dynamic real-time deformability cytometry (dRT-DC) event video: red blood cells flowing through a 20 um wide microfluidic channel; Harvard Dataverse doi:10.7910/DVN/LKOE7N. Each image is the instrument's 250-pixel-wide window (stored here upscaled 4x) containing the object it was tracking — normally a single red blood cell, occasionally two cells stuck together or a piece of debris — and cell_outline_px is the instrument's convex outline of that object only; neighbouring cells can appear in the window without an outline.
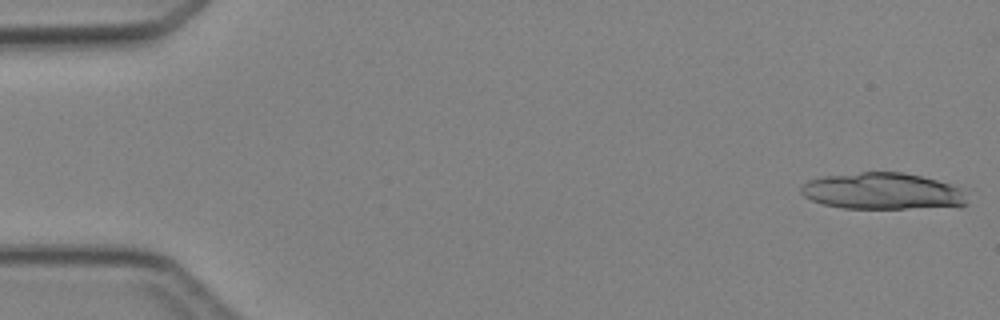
{"species": "Egyptian fruit bat (a non-hibernating species)", "species_latin": "Rousettus aegyptiacus", "temperature_condition": "cold", "stored_images_in_passage": 2, "camera_frame_rate_fps": 3000, "um_per_image_px": 0.085, "animal": {"sex": "female"}, "frame": {"image": 1, "passage_image": 1, "time_ms": 0.0, "image_size_px": [1000, 320], "cell_outline_px": [[968, 204], [960, 208], [844, 208], [824, 204], [812, 200], [804, 196], [800, 192], [800, 184], [808, 180], [820, 176], [860, 172], [904, 172], [936, 180], [960, 188]], "centroid_in_image_um": [75.01, 16.26], "position_along_channel_um": 10.0, "area_um2": 35.72}}